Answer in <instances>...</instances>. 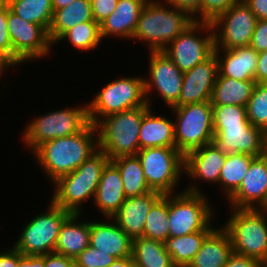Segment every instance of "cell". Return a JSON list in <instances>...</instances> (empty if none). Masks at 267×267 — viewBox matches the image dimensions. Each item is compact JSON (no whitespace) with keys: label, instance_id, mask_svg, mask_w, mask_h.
<instances>
[{"label":"cell","instance_id":"1","mask_svg":"<svg viewBox=\"0 0 267 267\" xmlns=\"http://www.w3.org/2000/svg\"><path fill=\"white\" fill-rule=\"evenodd\" d=\"M99 149L97 130L89 123L81 132L55 138L39 145L32 154L45 175L54 183L75 171Z\"/></svg>","mask_w":267,"mask_h":267},{"label":"cell","instance_id":"2","mask_svg":"<svg viewBox=\"0 0 267 267\" xmlns=\"http://www.w3.org/2000/svg\"><path fill=\"white\" fill-rule=\"evenodd\" d=\"M167 6L159 0H148L140 12L132 39L144 41L149 52L163 51L194 22L186 13Z\"/></svg>","mask_w":267,"mask_h":267},{"label":"cell","instance_id":"3","mask_svg":"<svg viewBox=\"0 0 267 267\" xmlns=\"http://www.w3.org/2000/svg\"><path fill=\"white\" fill-rule=\"evenodd\" d=\"M108 161L105 152L98 149L75 171L52 183L55 191L51 201L71 213L82 214V203L91 197L94 200L102 170Z\"/></svg>","mask_w":267,"mask_h":267},{"label":"cell","instance_id":"4","mask_svg":"<svg viewBox=\"0 0 267 267\" xmlns=\"http://www.w3.org/2000/svg\"><path fill=\"white\" fill-rule=\"evenodd\" d=\"M150 108L147 103L135 109L107 115L95 124L99 149L105 152L109 160L138 153L141 121Z\"/></svg>","mask_w":267,"mask_h":267},{"label":"cell","instance_id":"5","mask_svg":"<svg viewBox=\"0 0 267 267\" xmlns=\"http://www.w3.org/2000/svg\"><path fill=\"white\" fill-rule=\"evenodd\" d=\"M198 183H193L182 192L168 194L169 237L184 236L198 231H213V207Z\"/></svg>","mask_w":267,"mask_h":267},{"label":"cell","instance_id":"6","mask_svg":"<svg viewBox=\"0 0 267 267\" xmlns=\"http://www.w3.org/2000/svg\"><path fill=\"white\" fill-rule=\"evenodd\" d=\"M231 211L233 214L222 227L230 236L233 253L267 265V209L232 208Z\"/></svg>","mask_w":267,"mask_h":267},{"label":"cell","instance_id":"7","mask_svg":"<svg viewBox=\"0 0 267 267\" xmlns=\"http://www.w3.org/2000/svg\"><path fill=\"white\" fill-rule=\"evenodd\" d=\"M144 78L121 77L106 84L87 104L89 122L146 105Z\"/></svg>","mask_w":267,"mask_h":267},{"label":"cell","instance_id":"8","mask_svg":"<svg viewBox=\"0 0 267 267\" xmlns=\"http://www.w3.org/2000/svg\"><path fill=\"white\" fill-rule=\"evenodd\" d=\"M87 104L58 109L33 118L23 131V142L33 152L42 143L81 132L88 124Z\"/></svg>","mask_w":267,"mask_h":267},{"label":"cell","instance_id":"9","mask_svg":"<svg viewBox=\"0 0 267 267\" xmlns=\"http://www.w3.org/2000/svg\"><path fill=\"white\" fill-rule=\"evenodd\" d=\"M176 149L187 153L214 142L211 102L172 107Z\"/></svg>","mask_w":267,"mask_h":267},{"label":"cell","instance_id":"10","mask_svg":"<svg viewBox=\"0 0 267 267\" xmlns=\"http://www.w3.org/2000/svg\"><path fill=\"white\" fill-rule=\"evenodd\" d=\"M71 214L51 201L46 212L24 226L13 247L23 255L43 256L54 252L61 226Z\"/></svg>","mask_w":267,"mask_h":267},{"label":"cell","instance_id":"11","mask_svg":"<svg viewBox=\"0 0 267 267\" xmlns=\"http://www.w3.org/2000/svg\"><path fill=\"white\" fill-rule=\"evenodd\" d=\"M136 155L149 187L162 195L175 194L184 174V156L176 147L143 148Z\"/></svg>","mask_w":267,"mask_h":267},{"label":"cell","instance_id":"12","mask_svg":"<svg viewBox=\"0 0 267 267\" xmlns=\"http://www.w3.org/2000/svg\"><path fill=\"white\" fill-rule=\"evenodd\" d=\"M199 30L206 32V35L200 36ZM214 49L211 23L194 21L163 52L184 73L208 59L214 53Z\"/></svg>","mask_w":267,"mask_h":267},{"label":"cell","instance_id":"13","mask_svg":"<svg viewBox=\"0 0 267 267\" xmlns=\"http://www.w3.org/2000/svg\"><path fill=\"white\" fill-rule=\"evenodd\" d=\"M257 20L243 0L233 5L211 23L214 51L250 46Z\"/></svg>","mask_w":267,"mask_h":267},{"label":"cell","instance_id":"14","mask_svg":"<svg viewBox=\"0 0 267 267\" xmlns=\"http://www.w3.org/2000/svg\"><path fill=\"white\" fill-rule=\"evenodd\" d=\"M7 24L13 49V68L50 54L53 44L48 32L36 23L24 21L10 10L9 5Z\"/></svg>","mask_w":267,"mask_h":267},{"label":"cell","instance_id":"15","mask_svg":"<svg viewBox=\"0 0 267 267\" xmlns=\"http://www.w3.org/2000/svg\"><path fill=\"white\" fill-rule=\"evenodd\" d=\"M149 54V78H144L146 102L152 107L150 91L153 90L172 108L178 102L184 73L163 51H150Z\"/></svg>","mask_w":267,"mask_h":267},{"label":"cell","instance_id":"16","mask_svg":"<svg viewBox=\"0 0 267 267\" xmlns=\"http://www.w3.org/2000/svg\"><path fill=\"white\" fill-rule=\"evenodd\" d=\"M230 208L267 209V160L255 157L239 188L227 199Z\"/></svg>","mask_w":267,"mask_h":267},{"label":"cell","instance_id":"17","mask_svg":"<svg viewBox=\"0 0 267 267\" xmlns=\"http://www.w3.org/2000/svg\"><path fill=\"white\" fill-rule=\"evenodd\" d=\"M218 73V59L215 53L189 71L184 72L179 99L173 107L210 102Z\"/></svg>","mask_w":267,"mask_h":267},{"label":"cell","instance_id":"18","mask_svg":"<svg viewBox=\"0 0 267 267\" xmlns=\"http://www.w3.org/2000/svg\"><path fill=\"white\" fill-rule=\"evenodd\" d=\"M214 143L225 153L261 156L263 130L252 124L213 126Z\"/></svg>","mask_w":267,"mask_h":267},{"label":"cell","instance_id":"19","mask_svg":"<svg viewBox=\"0 0 267 267\" xmlns=\"http://www.w3.org/2000/svg\"><path fill=\"white\" fill-rule=\"evenodd\" d=\"M226 155L214 142L187 153L184 156V172L194 181L219 184L221 168Z\"/></svg>","mask_w":267,"mask_h":267},{"label":"cell","instance_id":"20","mask_svg":"<svg viewBox=\"0 0 267 267\" xmlns=\"http://www.w3.org/2000/svg\"><path fill=\"white\" fill-rule=\"evenodd\" d=\"M161 196V193L151 191L144 195L126 198L111 218L132 240L143 237L147 214Z\"/></svg>","mask_w":267,"mask_h":267},{"label":"cell","instance_id":"21","mask_svg":"<svg viewBox=\"0 0 267 267\" xmlns=\"http://www.w3.org/2000/svg\"><path fill=\"white\" fill-rule=\"evenodd\" d=\"M90 221V245L113 257H132V239L112 219ZM109 221V222H108Z\"/></svg>","mask_w":267,"mask_h":267},{"label":"cell","instance_id":"22","mask_svg":"<svg viewBox=\"0 0 267 267\" xmlns=\"http://www.w3.org/2000/svg\"><path fill=\"white\" fill-rule=\"evenodd\" d=\"M218 59V76L240 81H255L258 53L250 46L214 51ZM220 53V54H219Z\"/></svg>","mask_w":267,"mask_h":267},{"label":"cell","instance_id":"23","mask_svg":"<svg viewBox=\"0 0 267 267\" xmlns=\"http://www.w3.org/2000/svg\"><path fill=\"white\" fill-rule=\"evenodd\" d=\"M125 199L120 172L117 166L109 160L102 170L94 205L102 212L103 218H111L120 209Z\"/></svg>","mask_w":267,"mask_h":267},{"label":"cell","instance_id":"24","mask_svg":"<svg viewBox=\"0 0 267 267\" xmlns=\"http://www.w3.org/2000/svg\"><path fill=\"white\" fill-rule=\"evenodd\" d=\"M148 0H118L114 12L100 24V35L131 40L139 15Z\"/></svg>","mask_w":267,"mask_h":267},{"label":"cell","instance_id":"25","mask_svg":"<svg viewBox=\"0 0 267 267\" xmlns=\"http://www.w3.org/2000/svg\"><path fill=\"white\" fill-rule=\"evenodd\" d=\"M232 254L230 236L221 226L205 238L202 247L187 267H224Z\"/></svg>","mask_w":267,"mask_h":267},{"label":"cell","instance_id":"26","mask_svg":"<svg viewBox=\"0 0 267 267\" xmlns=\"http://www.w3.org/2000/svg\"><path fill=\"white\" fill-rule=\"evenodd\" d=\"M79 217L72 213L63 222L54 252L74 259L90 245V222L81 223Z\"/></svg>","mask_w":267,"mask_h":267},{"label":"cell","instance_id":"27","mask_svg":"<svg viewBox=\"0 0 267 267\" xmlns=\"http://www.w3.org/2000/svg\"><path fill=\"white\" fill-rule=\"evenodd\" d=\"M150 108L141 121L139 132V147H176L174 121L163 115H154Z\"/></svg>","mask_w":267,"mask_h":267},{"label":"cell","instance_id":"28","mask_svg":"<svg viewBox=\"0 0 267 267\" xmlns=\"http://www.w3.org/2000/svg\"><path fill=\"white\" fill-rule=\"evenodd\" d=\"M88 21H95L92 15L91 0H75L68 6L55 10L48 30L51 43L55 45L70 28Z\"/></svg>","mask_w":267,"mask_h":267},{"label":"cell","instance_id":"29","mask_svg":"<svg viewBox=\"0 0 267 267\" xmlns=\"http://www.w3.org/2000/svg\"><path fill=\"white\" fill-rule=\"evenodd\" d=\"M255 85V81H240L229 77H217L210 100L211 105L246 107Z\"/></svg>","mask_w":267,"mask_h":267},{"label":"cell","instance_id":"30","mask_svg":"<svg viewBox=\"0 0 267 267\" xmlns=\"http://www.w3.org/2000/svg\"><path fill=\"white\" fill-rule=\"evenodd\" d=\"M111 161L117 166L120 172L126 198L144 195L153 191L147 183L140 159L137 155L122 156Z\"/></svg>","mask_w":267,"mask_h":267},{"label":"cell","instance_id":"31","mask_svg":"<svg viewBox=\"0 0 267 267\" xmlns=\"http://www.w3.org/2000/svg\"><path fill=\"white\" fill-rule=\"evenodd\" d=\"M135 267H175L164 242L139 237L132 240Z\"/></svg>","mask_w":267,"mask_h":267},{"label":"cell","instance_id":"32","mask_svg":"<svg viewBox=\"0 0 267 267\" xmlns=\"http://www.w3.org/2000/svg\"><path fill=\"white\" fill-rule=\"evenodd\" d=\"M212 231H198L184 236L168 237L164 242L175 267H187Z\"/></svg>","mask_w":267,"mask_h":267},{"label":"cell","instance_id":"33","mask_svg":"<svg viewBox=\"0 0 267 267\" xmlns=\"http://www.w3.org/2000/svg\"><path fill=\"white\" fill-rule=\"evenodd\" d=\"M254 158V156L243 153L226 155V161L221 168L219 177V184L226 200L239 188Z\"/></svg>","mask_w":267,"mask_h":267},{"label":"cell","instance_id":"34","mask_svg":"<svg viewBox=\"0 0 267 267\" xmlns=\"http://www.w3.org/2000/svg\"><path fill=\"white\" fill-rule=\"evenodd\" d=\"M8 5L24 21L36 23L48 32L54 13L52 0H11Z\"/></svg>","mask_w":267,"mask_h":267},{"label":"cell","instance_id":"35","mask_svg":"<svg viewBox=\"0 0 267 267\" xmlns=\"http://www.w3.org/2000/svg\"><path fill=\"white\" fill-rule=\"evenodd\" d=\"M168 194L162 195L147 214L143 237L165 242L169 237Z\"/></svg>","mask_w":267,"mask_h":267},{"label":"cell","instance_id":"36","mask_svg":"<svg viewBox=\"0 0 267 267\" xmlns=\"http://www.w3.org/2000/svg\"><path fill=\"white\" fill-rule=\"evenodd\" d=\"M66 40L81 51L96 49L101 42L100 25L96 21L78 24L66 31L56 43Z\"/></svg>","mask_w":267,"mask_h":267},{"label":"cell","instance_id":"37","mask_svg":"<svg viewBox=\"0 0 267 267\" xmlns=\"http://www.w3.org/2000/svg\"><path fill=\"white\" fill-rule=\"evenodd\" d=\"M247 119L255 127L267 130V84L256 83L246 106Z\"/></svg>","mask_w":267,"mask_h":267},{"label":"cell","instance_id":"38","mask_svg":"<svg viewBox=\"0 0 267 267\" xmlns=\"http://www.w3.org/2000/svg\"><path fill=\"white\" fill-rule=\"evenodd\" d=\"M213 126L251 124L246 107L237 105H212Z\"/></svg>","mask_w":267,"mask_h":267},{"label":"cell","instance_id":"39","mask_svg":"<svg viewBox=\"0 0 267 267\" xmlns=\"http://www.w3.org/2000/svg\"><path fill=\"white\" fill-rule=\"evenodd\" d=\"M115 260V257L89 245L74 258V264L78 267H108Z\"/></svg>","mask_w":267,"mask_h":267},{"label":"cell","instance_id":"40","mask_svg":"<svg viewBox=\"0 0 267 267\" xmlns=\"http://www.w3.org/2000/svg\"><path fill=\"white\" fill-rule=\"evenodd\" d=\"M8 4L0 9V59L13 68V49L7 24Z\"/></svg>","mask_w":267,"mask_h":267},{"label":"cell","instance_id":"41","mask_svg":"<svg viewBox=\"0 0 267 267\" xmlns=\"http://www.w3.org/2000/svg\"><path fill=\"white\" fill-rule=\"evenodd\" d=\"M240 0H202L201 22L212 23Z\"/></svg>","mask_w":267,"mask_h":267},{"label":"cell","instance_id":"42","mask_svg":"<svg viewBox=\"0 0 267 267\" xmlns=\"http://www.w3.org/2000/svg\"><path fill=\"white\" fill-rule=\"evenodd\" d=\"M179 11L186 13L192 20L201 22L202 0H162ZM196 14L198 16H196Z\"/></svg>","mask_w":267,"mask_h":267},{"label":"cell","instance_id":"43","mask_svg":"<svg viewBox=\"0 0 267 267\" xmlns=\"http://www.w3.org/2000/svg\"><path fill=\"white\" fill-rule=\"evenodd\" d=\"M117 3L118 0H91L93 19L100 25L114 12Z\"/></svg>","mask_w":267,"mask_h":267},{"label":"cell","instance_id":"44","mask_svg":"<svg viewBox=\"0 0 267 267\" xmlns=\"http://www.w3.org/2000/svg\"><path fill=\"white\" fill-rule=\"evenodd\" d=\"M250 47L257 53L267 50V20H257Z\"/></svg>","mask_w":267,"mask_h":267},{"label":"cell","instance_id":"45","mask_svg":"<svg viewBox=\"0 0 267 267\" xmlns=\"http://www.w3.org/2000/svg\"><path fill=\"white\" fill-rule=\"evenodd\" d=\"M224 267H267L262 261L233 253Z\"/></svg>","mask_w":267,"mask_h":267},{"label":"cell","instance_id":"46","mask_svg":"<svg viewBox=\"0 0 267 267\" xmlns=\"http://www.w3.org/2000/svg\"><path fill=\"white\" fill-rule=\"evenodd\" d=\"M74 259L52 252L45 255V267H74Z\"/></svg>","mask_w":267,"mask_h":267},{"label":"cell","instance_id":"47","mask_svg":"<svg viewBox=\"0 0 267 267\" xmlns=\"http://www.w3.org/2000/svg\"><path fill=\"white\" fill-rule=\"evenodd\" d=\"M23 256L14 247L8 251L0 252V267H18L19 259Z\"/></svg>","mask_w":267,"mask_h":267},{"label":"cell","instance_id":"48","mask_svg":"<svg viewBox=\"0 0 267 267\" xmlns=\"http://www.w3.org/2000/svg\"><path fill=\"white\" fill-rule=\"evenodd\" d=\"M255 82L267 84V50L258 53V63L255 72Z\"/></svg>","mask_w":267,"mask_h":267},{"label":"cell","instance_id":"49","mask_svg":"<svg viewBox=\"0 0 267 267\" xmlns=\"http://www.w3.org/2000/svg\"><path fill=\"white\" fill-rule=\"evenodd\" d=\"M258 20H267V0H243Z\"/></svg>","mask_w":267,"mask_h":267},{"label":"cell","instance_id":"50","mask_svg":"<svg viewBox=\"0 0 267 267\" xmlns=\"http://www.w3.org/2000/svg\"><path fill=\"white\" fill-rule=\"evenodd\" d=\"M18 267H45V255H23Z\"/></svg>","mask_w":267,"mask_h":267},{"label":"cell","instance_id":"51","mask_svg":"<svg viewBox=\"0 0 267 267\" xmlns=\"http://www.w3.org/2000/svg\"><path fill=\"white\" fill-rule=\"evenodd\" d=\"M108 267H135L132 257L117 258Z\"/></svg>","mask_w":267,"mask_h":267},{"label":"cell","instance_id":"52","mask_svg":"<svg viewBox=\"0 0 267 267\" xmlns=\"http://www.w3.org/2000/svg\"><path fill=\"white\" fill-rule=\"evenodd\" d=\"M73 1L75 0H52L53 10L55 11L57 9L66 7Z\"/></svg>","mask_w":267,"mask_h":267},{"label":"cell","instance_id":"53","mask_svg":"<svg viewBox=\"0 0 267 267\" xmlns=\"http://www.w3.org/2000/svg\"><path fill=\"white\" fill-rule=\"evenodd\" d=\"M261 156L267 160V130L263 132Z\"/></svg>","mask_w":267,"mask_h":267},{"label":"cell","instance_id":"54","mask_svg":"<svg viewBox=\"0 0 267 267\" xmlns=\"http://www.w3.org/2000/svg\"><path fill=\"white\" fill-rule=\"evenodd\" d=\"M10 66L2 59H0V77L3 75L5 72V69H10Z\"/></svg>","mask_w":267,"mask_h":267},{"label":"cell","instance_id":"55","mask_svg":"<svg viewBox=\"0 0 267 267\" xmlns=\"http://www.w3.org/2000/svg\"><path fill=\"white\" fill-rule=\"evenodd\" d=\"M3 3L5 4H9L11 2V0H1Z\"/></svg>","mask_w":267,"mask_h":267},{"label":"cell","instance_id":"56","mask_svg":"<svg viewBox=\"0 0 267 267\" xmlns=\"http://www.w3.org/2000/svg\"><path fill=\"white\" fill-rule=\"evenodd\" d=\"M5 5V3H3L1 0H0V9Z\"/></svg>","mask_w":267,"mask_h":267}]
</instances>
